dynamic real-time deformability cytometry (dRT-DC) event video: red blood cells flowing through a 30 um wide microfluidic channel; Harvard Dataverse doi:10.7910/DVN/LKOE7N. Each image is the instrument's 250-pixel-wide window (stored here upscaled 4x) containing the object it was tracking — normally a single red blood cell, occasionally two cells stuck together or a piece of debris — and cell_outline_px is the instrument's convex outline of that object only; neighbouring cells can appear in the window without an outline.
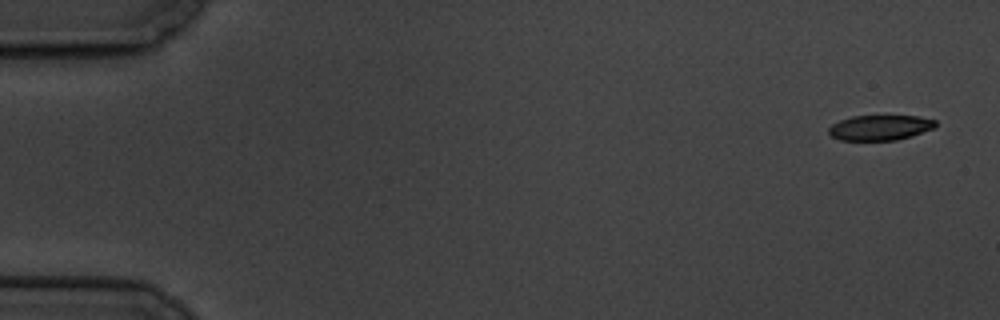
{"species": "common noctule bat (a hibernating species)", "species_latin": "Nyctalus noctula", "temperature_condition": "cold", "stored_images_in_passage": 8, "camera_frame_rate_fps": 3000, "um_per_image_px": 0.085, "animal": {"sex": "male", "body_mass_g": 19.5, "forearm_length_mm": 54.6}, "frame": {"image": 1, "passage_image": 1, "time_ms": 0.0, "image_size_px": [1000, 320], "cell_outline_px": [[936, 128], [912, 136], [896, 140], [840, 140], [832, 136], [828, 132], [828, 128], [832, 124], [840, 120], [852, 116], [920, 116], [936, 120]], "centroid_in_image_um": [74.83, 10.85], "position_along_channel_um": 10.2, "area_um2": 15.78}}
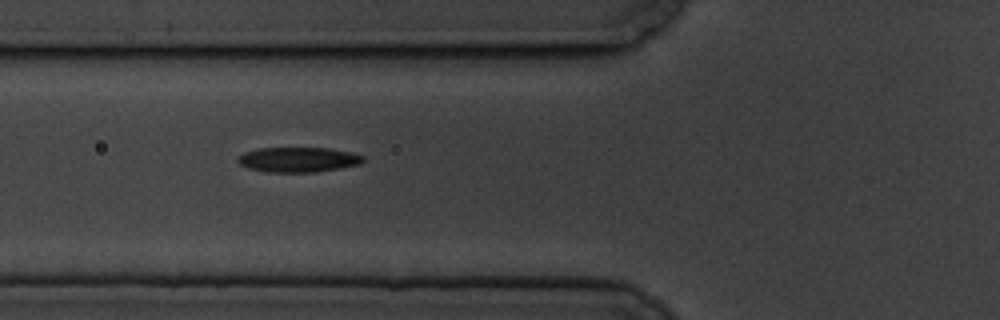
{"frame": {"image": 2, "passage_image": 7, "time_ms": 6.667, "image_size_px": [1000, 320], "cell_outline_px": [[364, 160], [360, 164], [340, 168], [316, 172], [268, 172], [248, 168], [240, 164], [236, 160], [244, 152], [256, 148], [328, 148], [352, 152], [364, 156]], "centroid_in_image_um": [25.35, 13.56], "position_along_channel_um": 100.4, "area_um2": 18.26}}
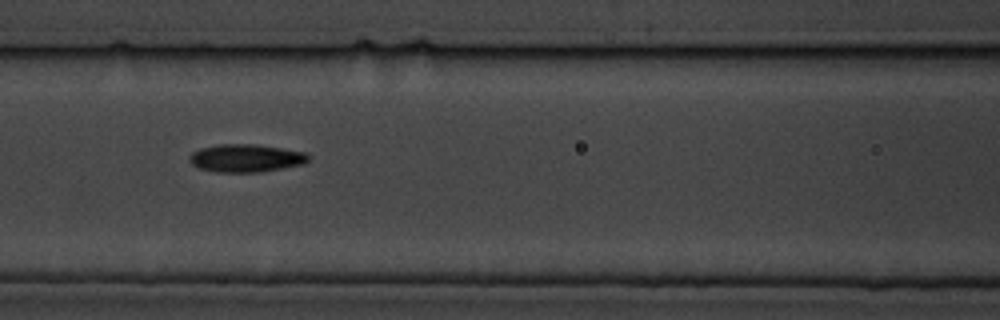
{"frame": {"image": 3, "passage_image": 8, "time_ms": 8.0, "image_size_px": [1000, 320], "cell_outline_px": [[308, 160], [304, 164], [260, 172], [216, 172], [200, 168], [192, 164], [188, 160], [188, 156], [192, 152], [200, 148], [220, 144], [256, 144], [304, 152], [308, 156]], "centroid_in_image_um": [20.86, 13.44], "position_along_channel_um": 145.7, "area_um2": 19.25}}